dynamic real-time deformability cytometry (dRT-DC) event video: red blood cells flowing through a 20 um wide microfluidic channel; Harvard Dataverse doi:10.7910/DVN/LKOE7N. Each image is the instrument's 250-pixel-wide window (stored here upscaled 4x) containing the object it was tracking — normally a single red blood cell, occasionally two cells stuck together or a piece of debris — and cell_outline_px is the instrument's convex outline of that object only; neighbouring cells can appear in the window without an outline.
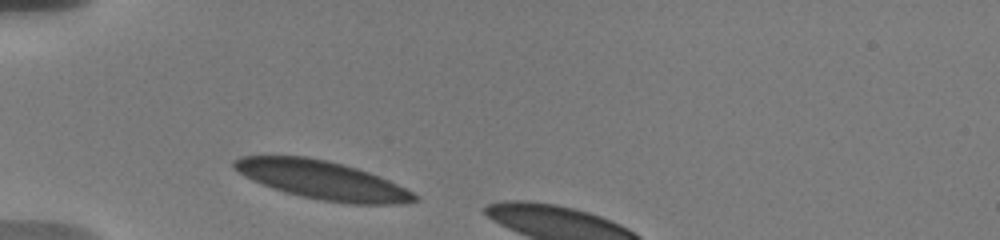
{"species": "human", "species_latin": "Homo sapiens", "temperature_condition": "warm", "stored_images_in_passage": 6, "camera_frame_rate_fps": 3000, "um_per_image_px": 0.085, "donor": {"sex": "male"}, "frame": {"image": 1, "passage_image": 1, "time_ms": 0.0, "image_size_px": [1000, 240], "cell_outline_px": [[420, 200], [400, 204], [352, 204], [324, 200], [300, 196], [284, 192], [272, 188], [252, 180], [244, 176], [232, 168], [232, 160], [240, 156], [304, 156], [344, 164], [380, 176], [420, 196]], "centroid_in_image_um": [27.37, 15.31], "position_along_channel_um": 57.6, "area_um2": 40.34}}
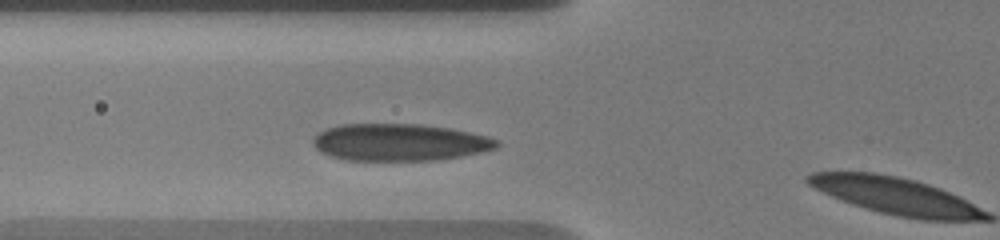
{"frame": {"image": 2, "passage_image": 5, "time_ms": 1.333, "image_size_px": [1000, 240], "cell_outline_px": [[500, 144], [496, 148], [480, 152], [460, 156], [436, 160], [348, 160], [328, 156], [320, 152], [312, 144], [312, 136], [328, 128], [340, 124], [420, 124], [448, 128], [488, 136], [500, 140]], "centroid_in_image_um": [33.93, 12.09], "position_along_channel_um": 91.9, "area_um2": 39.77}}